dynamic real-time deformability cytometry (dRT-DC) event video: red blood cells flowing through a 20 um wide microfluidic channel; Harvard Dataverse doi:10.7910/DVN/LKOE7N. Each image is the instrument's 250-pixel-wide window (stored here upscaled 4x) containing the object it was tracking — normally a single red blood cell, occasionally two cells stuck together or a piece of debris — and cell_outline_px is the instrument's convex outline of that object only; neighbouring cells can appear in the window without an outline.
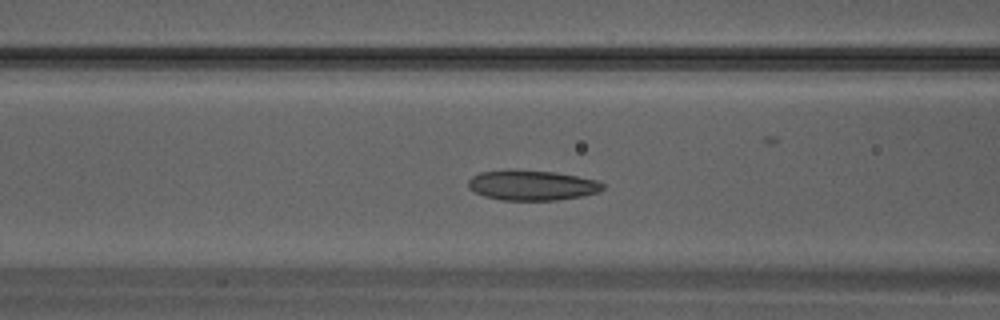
{"species": "Egyptian fruit bat (a non-hibernating species)", "species_latin": "Rousettus aegyptiacus", "temperature_condition": "warm", "stored_images_in_passage": 33, "camera_frame_rate_fps": 3000, "um_per_image_px": 0.085, "animal": {"sex": "male"}, "frame": {"image": 1, "passage_image": 14, "time_ms": 4.333, "image_size_px": [1000, 320], "cell_outline_px": [[604, 188], [600, 192], [584, 196], [556, 200], [500, 200], [484, 196], [468, 188], [468, 180], [472, 176], [480, 172], [556, 172], [596, 180], [604, 184]], "centroid_in_image_um": [45.27, 15.79], "position_along_channel_um": 121.3, "area_um2": 22.95}}
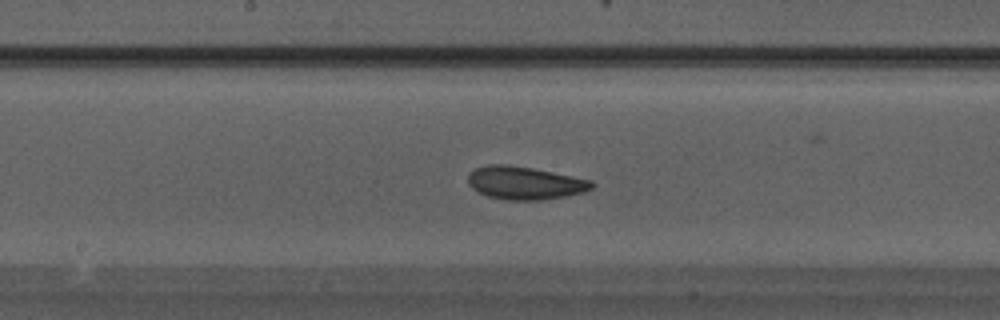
{"frame": {"image": 2, "passage_image": 18, "time_ms": 5.667, "image_size_px": [1000, 320], "cell_outline_px": [[596, 184], [592, 188], [584, 192], [568, 196], [540, 200], [508, 200], [488, 196], [472, 188], [468, 184], [468, 176], [476, 168], [488, 164], [508, 164], [532, 168], [592, 180]], "centroid_in_image_um": [44.64, 15.55], "position_along_channel_um": 203.6, "area_um2": 23.76}}
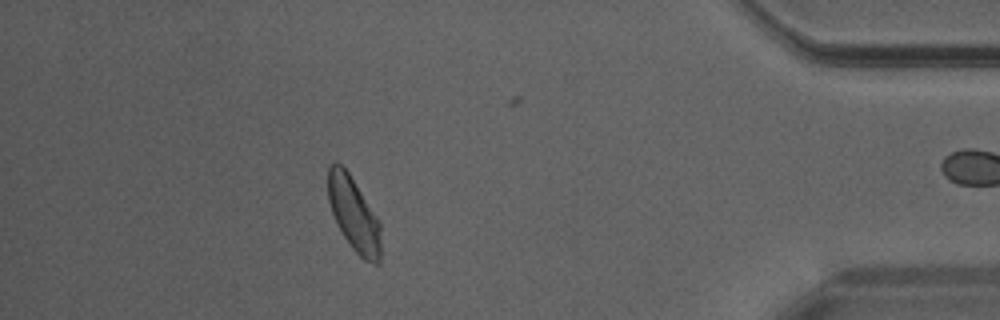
{"frame": {"image": 3, "passage_image": 30, "time_ms": 9.667, "image_size_px": [1000, 320], "cell_outline_px": [[380, 264], [372, 264], [364, 260], [352, 248], [344, 236], [332, 212], [328, 200], [328, 168], [336, 160], [348, 172], [380, 220]], "centroid_in_image_um": [30.09, 18.22], "position_along_channel_um": 405.1, "area_um2": 22.6}}